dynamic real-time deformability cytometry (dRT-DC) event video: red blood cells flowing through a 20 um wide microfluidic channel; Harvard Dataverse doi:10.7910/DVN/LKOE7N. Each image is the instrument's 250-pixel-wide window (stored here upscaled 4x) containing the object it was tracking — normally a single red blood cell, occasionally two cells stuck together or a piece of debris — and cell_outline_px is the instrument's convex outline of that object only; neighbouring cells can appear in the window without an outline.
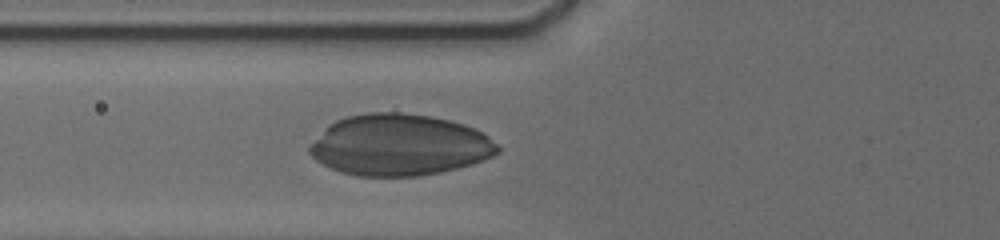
{"species": "human", "species_latin": "Homo sapiens", "temperature_condition": "cold", "stored_images_in_passage": 33, "camera_frame_rate_fps": 3000, "um_per_image_px": 0.085, "donor": {"sex": "male"}, "frame": {"image": 1, "passage_image": 24, "time_ms": 7.667, "image_size_px": [1000, 240], "cell_outline_px": [[500, 152], [484, 160], [472, 164], [440, 172], [420, 176], [356, 176], [340, 172], [316, 160], [308, 152], [308, 148], [336, 120], [348, 116], [368, 112], [396, 112], [428, 116], [448, 120], [464, 124], [484, 132], [500, 148]], "centroid_in_image_um": [33.99, 12.33], "position_along_channel_um": 91.8, "area_um2": 66.7}}
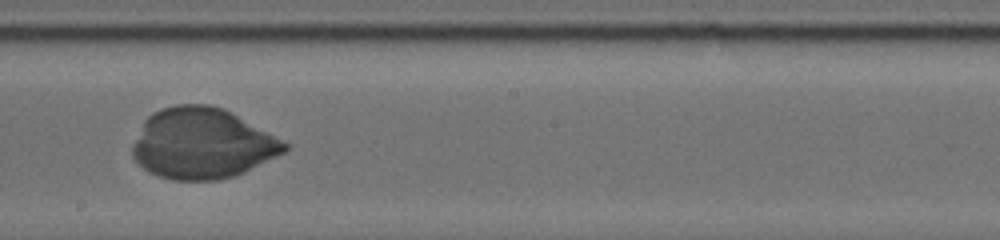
{"frame": {"image": 2, "passage_image": 29, "time_ms": 11.333, "image_size_px": [1000, 240], "cell_outline_px": [[288, 148], [284, 152], [236, 176], [220, 180], [172, 180], [156, 176], [148, 172], [132, 156], [132, 144], [144, 120], [152, 112], [160, 108], [176, 104], [208, 104], [224, 108], [288, 144]], "centroid_in_image_um": [17.13, 12.2], "position_along_channel_um": 231.1, "area_um2": 62.48}}
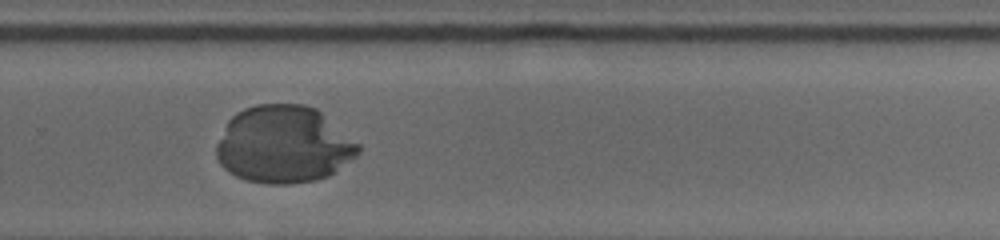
{"frame": {"image": 3, "passage_image": 32, "time_ms": 13.333, "image_size_px": [1000, 240], "cell_outline_px": [[360, 152], [356, 156], [328, 176], [316, 180], [288, 184], [268, 184], [244, 180], [228, 172], [220, 164], [216, 156], [216, 144], [228, 120], [236, 112], [244, 108], [256, 104], [304, 104], [316, 108], [360, 144]], "centroid_in_image_um": [24.09, 12.29], "position_along_channel_um": 305.7, "area_um2": 64.1}}